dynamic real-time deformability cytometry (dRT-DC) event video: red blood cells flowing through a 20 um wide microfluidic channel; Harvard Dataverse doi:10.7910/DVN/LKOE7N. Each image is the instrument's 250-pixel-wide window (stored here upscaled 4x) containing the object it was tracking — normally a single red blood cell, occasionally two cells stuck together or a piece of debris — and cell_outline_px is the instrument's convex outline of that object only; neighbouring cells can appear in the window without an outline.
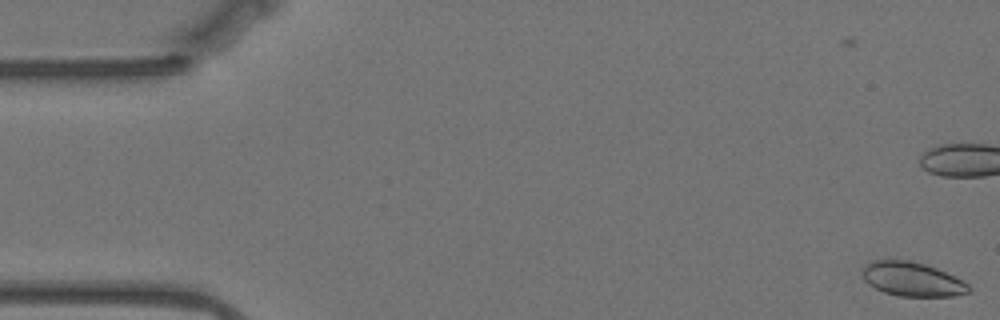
{"species": "Egyptian fruit bat (a non-hibernating species)", "species_latin": "Rousettus aegyptiacus", "temperature_condition": "warm", "stored_images_in_passage": 4, "camera_frame_rate_fps": 3000, "um_per_image_px": 0.085, "animal": {"sex": "female"}, "frame": {"image": 1, "passage_image": 4, "time_ms": 1.0, "image_size_px": [1000, 320], "cell_outline_px": [[972, 288], [968, 292], [956, 296], [900, 296], [884, 292], [876, 288], [864, 280], [864, 268], [872, 260], [908, 260], [924, 264], [936, 268], [968, 284]], "centroid_in_image_um": [77.55, 23.74], "position_along_channel_um": 7.4, "area_um2": 20.69}}